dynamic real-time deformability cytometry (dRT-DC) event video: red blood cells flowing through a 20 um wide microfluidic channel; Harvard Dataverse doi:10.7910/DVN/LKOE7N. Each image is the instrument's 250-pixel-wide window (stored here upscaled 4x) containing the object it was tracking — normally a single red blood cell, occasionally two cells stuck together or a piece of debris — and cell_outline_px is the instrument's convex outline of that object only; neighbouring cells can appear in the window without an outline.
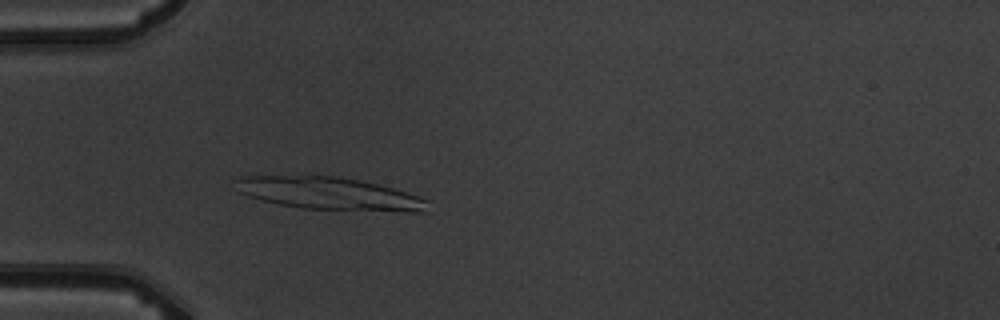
{"species": "common noctule bat (a hibernating species)", "species_latin": "Nyctalus noctula", "temperature_condition": "warm", "stored_images_in_passage": 6, "camera_frame_rate_fps": 3000, "um_per_image_px": 0.085, "animal": {"sex": "male", "body_mass_g": 19.5, "forearm_length_mm": 54.6}, "frame": {"image": 1, "passage_image": 6, "time_ms": 5.667, "image_size_px": [1000, 320], "cell_outline_px": [[428, 212], [404, 212], [304, 208], [280, 204], [248, 196], [240, 192], [232, 180], [240, 176], [304, 172], [336, 176], [376, 184], [392, 188], [420, 196], [428, 200]], "centroid_in_image_um": [27.91, 16.4], "position_along_channel_um": 57.1, "area_um2": 37.63}}